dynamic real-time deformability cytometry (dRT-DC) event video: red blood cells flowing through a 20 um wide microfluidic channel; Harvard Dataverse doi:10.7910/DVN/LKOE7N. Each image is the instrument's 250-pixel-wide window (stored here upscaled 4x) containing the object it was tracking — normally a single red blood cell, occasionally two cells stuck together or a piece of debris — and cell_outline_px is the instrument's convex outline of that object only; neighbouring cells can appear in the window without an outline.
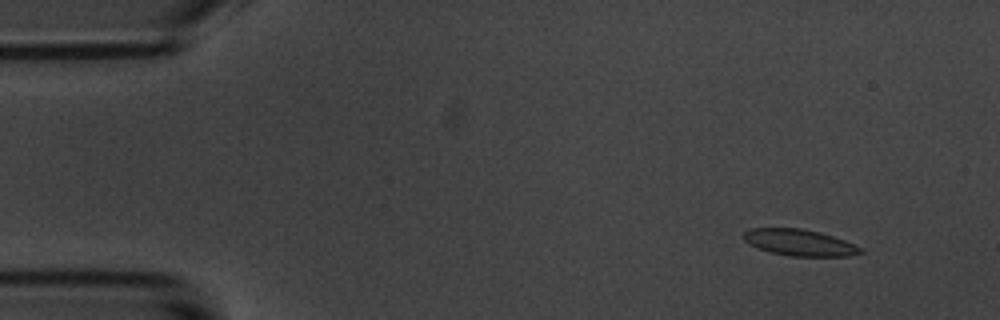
{"species": "common noctule bat (a hibernating species)", "species_latin": "Nyctalus noctula", "temperature_condition": "room temperature", "stored_images_in_passage": 56, "camera_frame_rate_fps": 3000, "um_per_image_px": 0.085, "animal": {"sex": "male", "body_mass_g": 20.1, "forearm_length_mm": 53.5}, "frame": {"image": 1, "passage_image": 5, "time_ms": 1.333, "image_size_px": [1000, 320], "cell_outline_px": [[864, 252], [848, 256], [788, 256], [772, 252], [748, 244], [744, 240], [744, 232], [752, 228], [800, 228], [820, 232], [844, 240], [860, 248]], "centroid_in_image_um": [67.94, 20.61], "position_along_channel_um": 17.1, "area_um2": 17.74}}
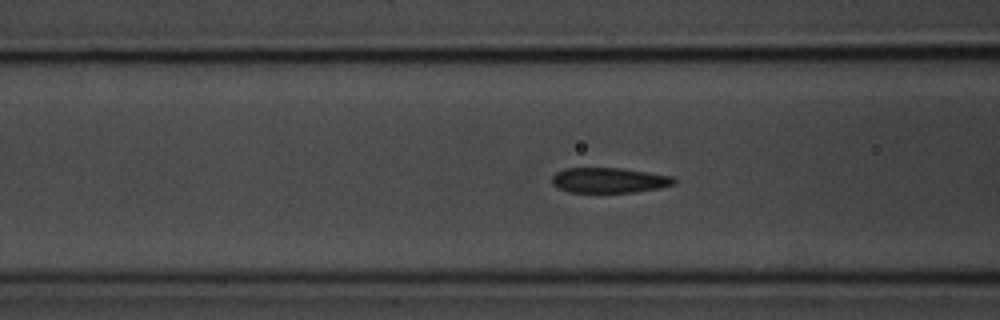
{"frame": {"image": 2, "passage_image": 21, "time_ms": 6.667, "image_size_px": [1000, 320], "cell_outline_px": [[676, 180], [672, 184], [660, 188], [636, 192], [568, 192], [556, 188], [552, 184], [552, 176], [556, 172], [564, 168], [620, 168], [672, 176]], "centroid_in_image_um": [51.72, 15.32], "position_along_channel_um": 114.9, "area_um2": 17.92}}
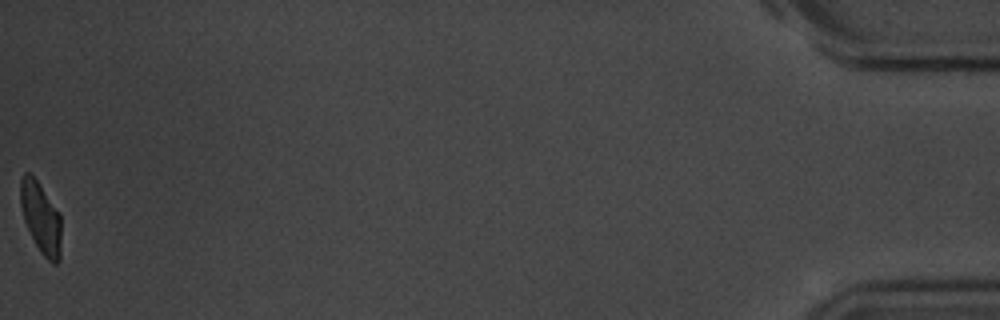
{"frame": {"image": 3, "passage_image": 56, "time_ms": 18.333, "image_size_px": [1000, 320], "cell_outline_px": [[60, 260], [56, 264], [52, 264], [40, 252], [24, 220], [20, 204], [20, 180], [24, 172], [28, 172], [36, 180], [60, 216]], "centroid_in_image_um": [3.45, 18.54], "position_along_channel_um": 431.7, "area_um2": 16.42}, "authors_computed_cell_mechanics": {"area_um2": 18.5249, "velocity_mm_per_s": 3.5672, "shape_relaxation_time_tau1_ms": 3.1668, "shape_relaxation_time_tau2_ms": 1.6474, "deformation_change_tau1": 0.1155, "deformation_change_tau2": 0.0631}}